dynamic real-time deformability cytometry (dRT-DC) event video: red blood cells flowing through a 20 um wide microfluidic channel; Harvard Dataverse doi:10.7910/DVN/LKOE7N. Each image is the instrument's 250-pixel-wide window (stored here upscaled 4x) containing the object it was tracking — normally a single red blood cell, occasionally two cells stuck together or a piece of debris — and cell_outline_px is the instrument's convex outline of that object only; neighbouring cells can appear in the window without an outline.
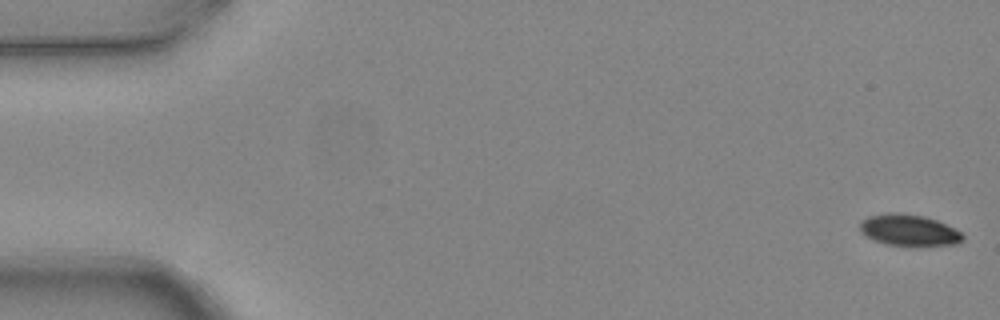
{"species": "common noctule bat (a hibernating species)", "species_latin": "Nyctalus noctula", "temperature_condition": "warm", "stored_images_in_passage": 3, "camera_frame_rate_fps": 3000, "um_per_image_px": 0.085, "animal": {"sex": "female", "body_mass_g": 24.6, "forearm_length_mm": 56.2}, "frame": {"image": 1, "passage_image": 1, "time_ms": 0.0, "image_size_px": [1000, 320], "cell_outline_px": [[964, 240], [956, 244], [912, 248], [884, 244], [872, 240], [860, 232], [860, 224], [868, 216], [888, 212], [892, 212], [924, 216], [936, 220], [960, 232], [964, 236]], "centroid_in_image_um": [77.25, 19.61], "position_along_channel_um": 7.8, "area_um2": 19.31}}